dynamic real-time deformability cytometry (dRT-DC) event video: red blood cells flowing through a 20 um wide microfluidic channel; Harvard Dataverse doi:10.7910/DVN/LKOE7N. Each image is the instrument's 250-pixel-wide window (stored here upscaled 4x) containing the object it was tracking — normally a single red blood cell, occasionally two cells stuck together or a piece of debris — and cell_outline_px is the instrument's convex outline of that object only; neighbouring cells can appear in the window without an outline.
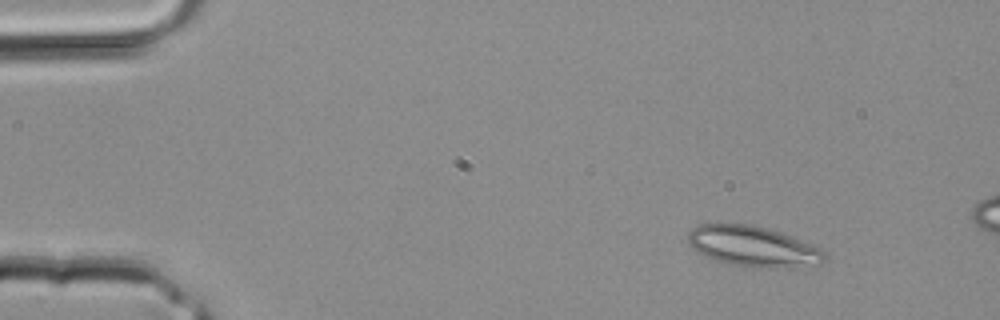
{"species": "common noctule bat (a hibernating species)", "species_latin": "Nyctalus noctula", "temperature_condition": "room temperature", "stored_images_in_passage": 3, "camera_frame_rate_fps": 3000, "um_per_image_px": 0.085, "animal": {"sex": "male", "body_mass_g": 20.4}, "frame": {"image": 1, "passage_image": 1, "time_ms": 0.0, "image_size_px": [1000, 320], "cell_outline_px": [[828, 256], [820, 264], [788, 268], [760, 268], [732, 264], [716, 260], [704, 256], [692, 248], [688, 244], [688, 232], [692, 228], [700, 224], [752, 224], [768, 228], [792, 236], [820, 248]], "centroid_in_image_um": [64.02, 20.95], "position_along_channel_um": 21.0, "area_um2": 32.43}}